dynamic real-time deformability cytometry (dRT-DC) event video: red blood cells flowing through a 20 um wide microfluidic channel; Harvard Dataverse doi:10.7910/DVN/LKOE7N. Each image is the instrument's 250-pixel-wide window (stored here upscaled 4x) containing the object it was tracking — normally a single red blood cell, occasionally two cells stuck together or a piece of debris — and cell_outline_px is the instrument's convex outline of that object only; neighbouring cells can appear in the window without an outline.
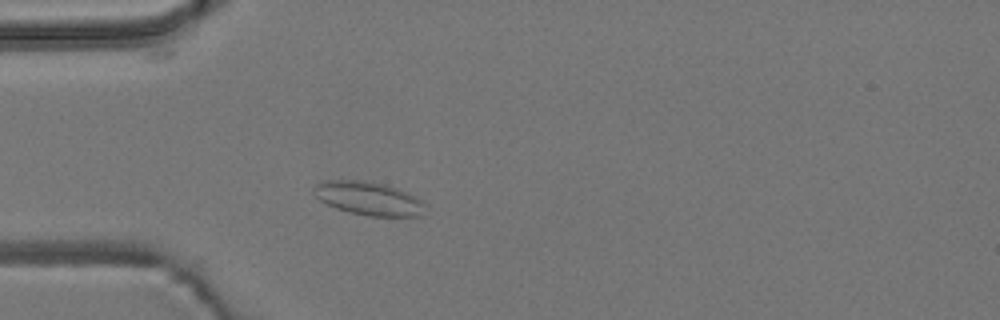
{"species": "common noctule bat (a hibernating species)", "species_latin": "Nyctalus noctula", "temperature_condition": "room temperature", "stored_images_in_passage": 38, "camera_frame_rate_fps": 3000, "um_per_image_px": 0.085, "animal": {"sex": "male", "body_mass_g": 19.2, "forearm_length_mm": 51.8}, "frame": {"image": 1, "passage_image": 9, "time_ms": 2.667, "image_size_px": [1000, 320], "cell_outline_px": [[424, 204], [420, 216], [368, 216], [348, 212], [336, 208], [320, 200], [312, 192], [312, 188], [316, 184], [324, 180], [360, 180], [384, 184], [408, 192], [420, 200]], "centroid_in_image_um": [31.27, 16.86], "position_along_channel_um": 53.7, "area_um2": 21.56}}
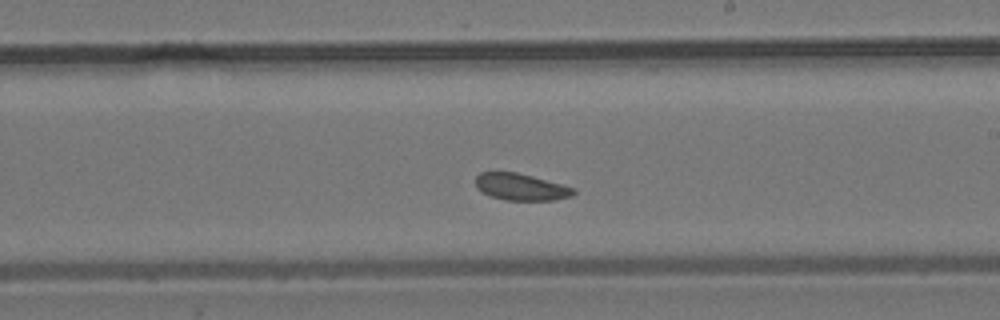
{"frame": {"image": 2, "passage_image": 25, "time_ms": 8.0, "image_size_px": [1000, 320], "cell_outline_px": [[576, 192], [572, 196], [552, 200], [504, 200], [492, 196], [476, 188], [476, 176], [480, 172], [516, 172], [532, 176], [576, 188]], "centroid_in_image_um": [44.29, 15.89], "position_along_channel_um": 244.7, "area_um2": 15.2}}
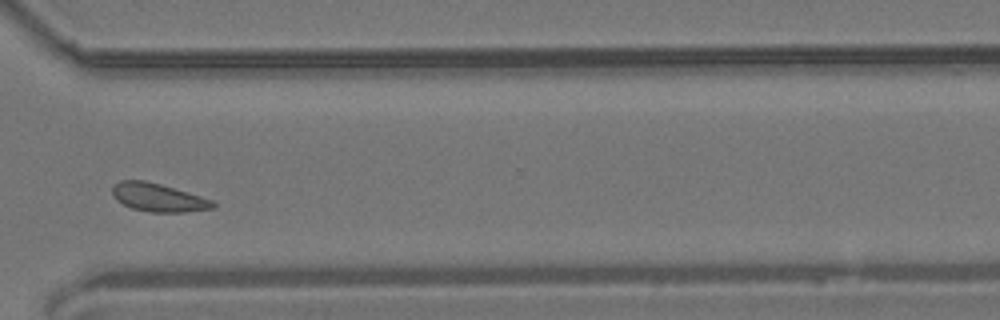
{"frame": {"image": 3, "passage_image": 34, "time_ms": 11.0, "image_size_px": [1000, 320], "cell_outline_px": [[216, 208], [184, 212], [148, 212], [132, 208], [116, 200], [112, 196], [112, 184], [120, 180], [144, 180], [160, 184], [200, 196], [212, 200], [216, 204]], "centroid_in_image_um": [13.42, 16.79], "position_along_channel_um": 357.2, "area_um2": 16.59}, "authors_computed_cell_mechanics": {"area_um2": 16.473, "velocity_mm_per_s": 3.7411, "shape_relaxation_time_tau1_ms": null, "shape_relaxation_time_tau2_ms": 2.651, "deformation_change_tau1": null, "deformation_change_tau2": 0.0741}}